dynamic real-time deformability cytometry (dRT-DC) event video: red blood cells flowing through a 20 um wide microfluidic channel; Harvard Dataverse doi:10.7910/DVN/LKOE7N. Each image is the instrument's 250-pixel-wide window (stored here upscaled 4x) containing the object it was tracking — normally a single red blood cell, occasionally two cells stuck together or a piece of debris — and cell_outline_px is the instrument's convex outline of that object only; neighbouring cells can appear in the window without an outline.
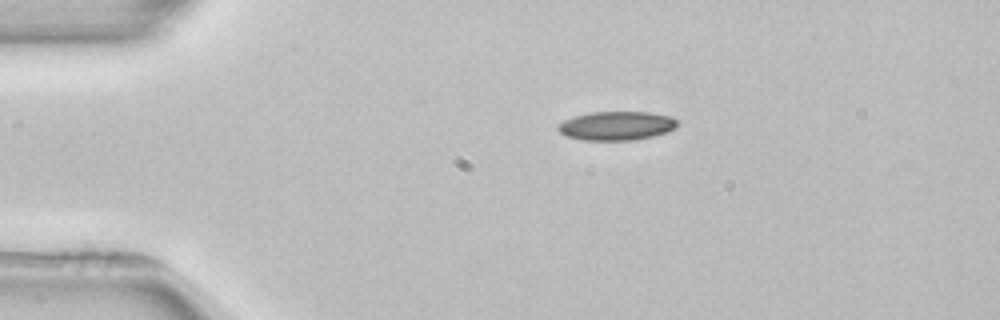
{"species": "common noctule bat (a hibernating species)", "species_latin": "Nyctalus noctula", "temperature_condition": "room temperature", "stored_images_in_passage": 2, "camera_frame_rate_fps": 3000, "um_per_image_px": 0.085, "animal": {"sex": "female", "body_mass_g": 22.7, "forearm_length_mm": 54.2}, "frame": {"image": 1, "passage_image": 1, "time_ms": 0.0, "image_size_px": [1000, 320], "cell_outline_px": [[676, 128], [668, 132], [652, 136], [632, 140], [584, 140], [564, 136], [556, 128], [564, 120], [588, 112], [652, 112], [668, 116], [676, 120]], "centroid_in_image_um": [52.39, 10.69], "position_along_channel_um": 32.6, "area_um2": 20.0}}